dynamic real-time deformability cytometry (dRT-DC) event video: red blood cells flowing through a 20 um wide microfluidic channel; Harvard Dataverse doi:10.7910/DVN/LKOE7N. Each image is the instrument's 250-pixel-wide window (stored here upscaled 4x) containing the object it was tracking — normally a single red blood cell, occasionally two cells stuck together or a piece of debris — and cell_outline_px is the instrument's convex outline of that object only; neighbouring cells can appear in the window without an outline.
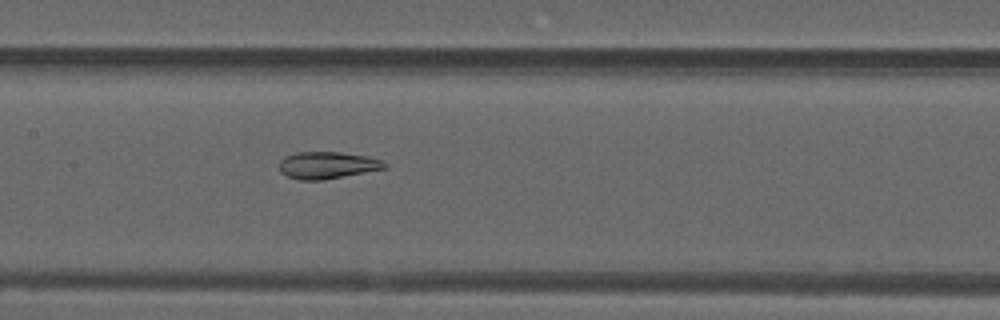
{"species": "common noctule bat (a hibernating species)", "species_latin": "Nyctalus noctula", "temperature_condition": "warm", "stored_images_in_passage": 33, "camera_frame_rate_fps": 3000, "um_per_image_px": 0.085, "animal": {"sex": "male", "forearm_length_mm": 52.5}, "frame": {"image": 1, "passage_image": 12, "time_ms": 3.667, "image_size_px": [1000, 320], "cell_outline_px": [[388, 168], [324, 180], [300, 180], [288, 176], [280, 172], [280, 160], [284, 156], [296, 152], [340, 152], [364, 156], [380, 160], [388, 164]], "centroid_in_image_um": [27.81, 14.05], "position_along_channel_um": 179.6, "area_um2": 16.59}}
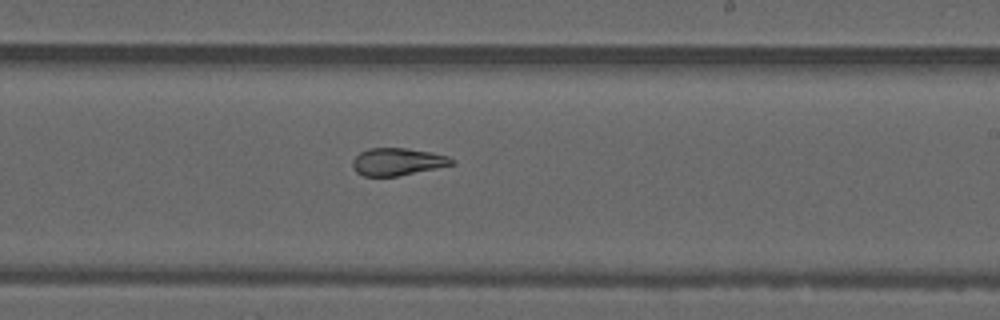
{"frame": {"image": 2, "passage_image": 18, "time_ms": 5.667, "image_size_px": [1000, 320], "cell_outline_px": [[456, 164], [400, 176], [364, 176], [356, 172], [352, 168], [352, 160], [360, 152], [368, 148], [408, 148], [432, 152], [448, 156], [456, 160]], "centroid_in_image_um": [33.81, 13.75], "position_along_channel_um": 255.2, "area_um2": 16.13}}
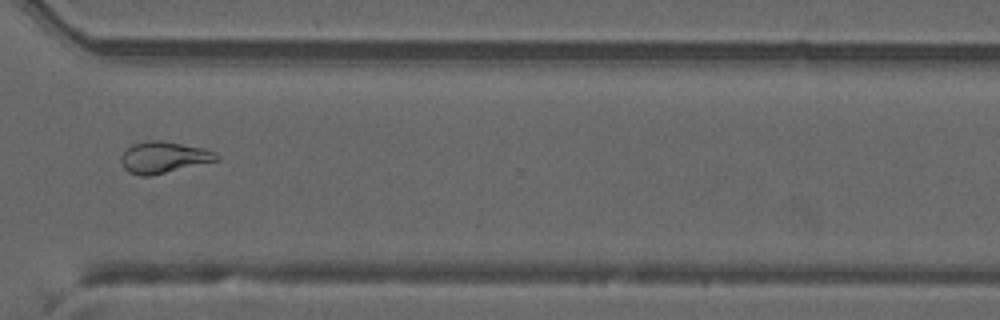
{"frame": {"image": 3, "passage_image": 26, "time_ms": 8.333, "image_size_px": [1000, 320], "cell_outline_px": [[220, 160], [152, 176], [140, 176], [128, 172], [120, 164], [120, 156], [132, 144], [148, 140], [160, 140], [204, 148], [216, 152], [220, 156]], "centroid_in_image_um": [13.92, 13.39], "position_along_channel_um": 356.7, "area_um2": 17.8}, "authors_computed_cell_mechanics": {"area_um2": 17.051, "velocity_mm_per_s": 3.8009, "shape_relaxation_time_tau1_ms": null, "shape_relaxation_time_tau2_ms": 1.477, "deformation_change_tau1": null, "deformation_change_tau2": 0.0737}}